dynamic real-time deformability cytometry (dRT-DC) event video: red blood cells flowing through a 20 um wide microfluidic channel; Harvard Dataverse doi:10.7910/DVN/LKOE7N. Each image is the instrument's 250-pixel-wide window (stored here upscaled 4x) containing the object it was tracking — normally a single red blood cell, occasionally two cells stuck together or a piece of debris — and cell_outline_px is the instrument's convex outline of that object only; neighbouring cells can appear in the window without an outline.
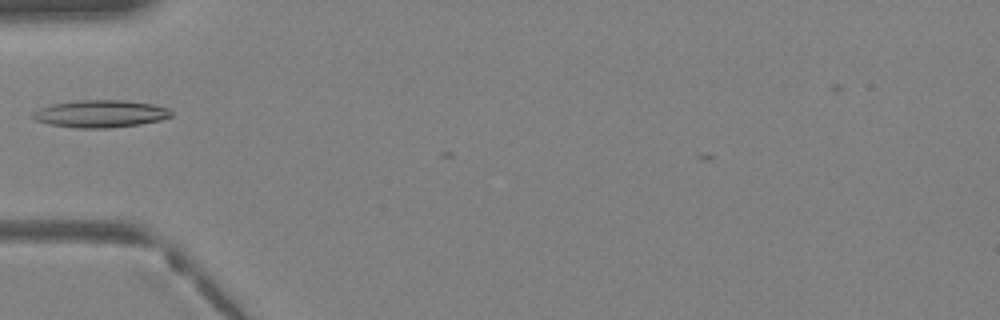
{"species": "Egyptian fruit bat (a non-hibernating species)", "species_latin": "Rousettus aegyptiacus", "temperature_condition": "warm", "stored_images_in_passage": 4, "camera_frame_rate_fps": 3000, "um_per_image_px": 0.085, "animal": {"sex": "female"}, "frame": {"image": 1, "passage_image": 2, "time_ms": 0.333, "image_size_px": [1000, 320], "cell_outline_px": [[172, 116], [160, 120], [140, 124], [112, 128], [76, 128], [48, 124], [36, 120], [28, 116], [32, 112], [40, 108], [52, 104], [80, 100], [124, 100], [152, 104], [168, 108], [172, 112]], "centroid_in_image_um": [8.51, 9.67], "position_along_channel_um": 76.5, "area_um2": 22.2}}